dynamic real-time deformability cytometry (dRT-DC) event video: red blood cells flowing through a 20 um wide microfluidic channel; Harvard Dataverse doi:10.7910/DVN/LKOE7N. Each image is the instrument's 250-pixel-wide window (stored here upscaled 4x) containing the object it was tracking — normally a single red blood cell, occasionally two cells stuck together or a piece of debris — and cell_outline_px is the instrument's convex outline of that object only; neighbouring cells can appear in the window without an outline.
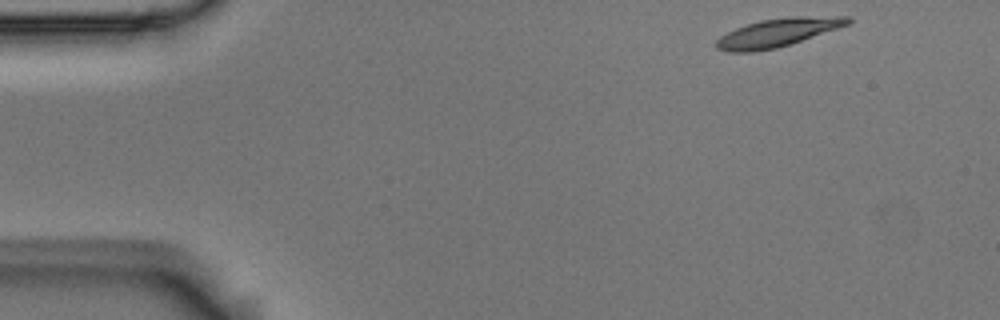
{"species": "Egyptian fruit bat (a non-hibernating species)", "species_latin": "Rousettus aegyptiacus", "temperature_condition": "room temperature", "stored_images_in_passage": 4, "camera_frame_rate_fps": 3000, "um_per_image_px": 0.085, "animal": {"sex": "male"}, "frame": {"image": 1, "passage_image": 1, "time_ms": 0.0, "image_size_px": [1000, 320], "cell_outline_px": [[852, 20], [848, 24], [792, 44], [776, 48], [752, 52], [728, 52], [716, 48], [716, 40], [720, 36], [736, 28], [760, 20], [792, 16], [852, 16]], "centroid_in_image_um": [66.11, 2.77], "position_along_channel_um": 18.9, "area_um2": 21.68}}
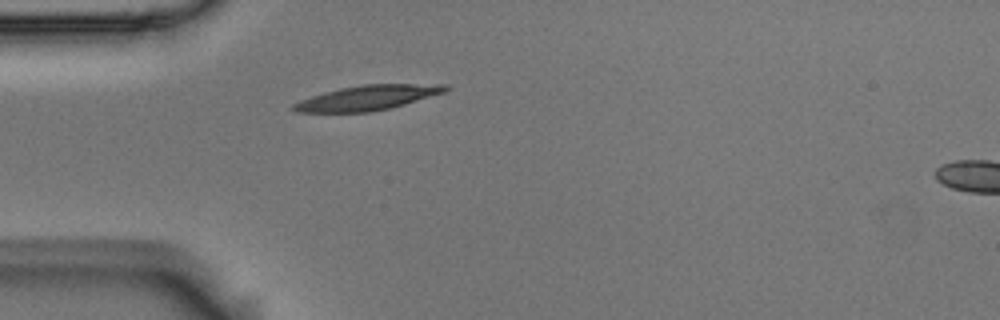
{"frame": {"image": 2, "passage_image": 4, "time_ms": 1.0, "image_size_px": [1000, 320], "cell_outline_px": [[452, 88], [444, 92], [404, 104], [372, 112], [296, 112], [292, 108], [292, 104], [300, 100], [324, 92], [340, 88], [364, 84], [448, 84]], "centroid_in_image_um": [31.25, 8.3], "position_along_channel_um": 53.7, "area_um2": 21.85}}